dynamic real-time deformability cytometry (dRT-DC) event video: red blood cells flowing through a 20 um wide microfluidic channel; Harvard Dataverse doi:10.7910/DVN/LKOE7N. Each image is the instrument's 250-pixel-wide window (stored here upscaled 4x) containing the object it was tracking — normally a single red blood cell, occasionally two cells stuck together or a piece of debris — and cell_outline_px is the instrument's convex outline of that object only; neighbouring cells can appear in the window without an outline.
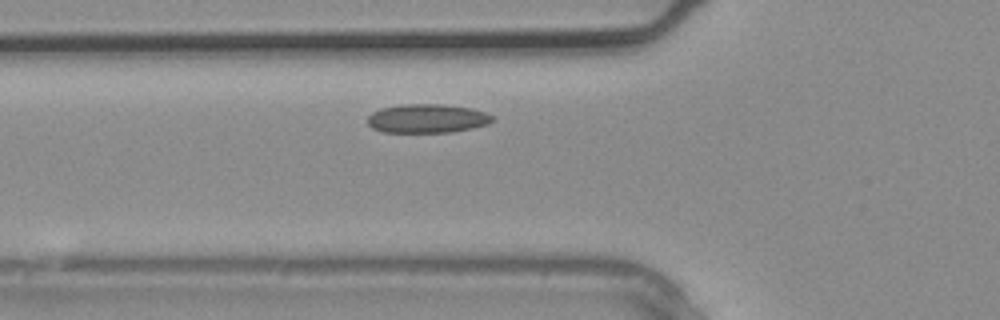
{"species": "common noctule bat (a hibernating species)", "species_latin": "Nyctalus noctula", "temperature_condition": "warm", "stored_images_in_passage": 2, "camera_frame_rate_fps": 3000, "um_per_image_px": 0.085, "animal": {"sex": "male", "body_mass_g": 20.4}, "frame": {"image": 1, "passage_image": 2, "time_ms": 0.333, "image_size_px": [1000, 320], "cell_outline_px": [[496, 120], [488, 124], [472, 128], [452, 132], [384, 132], [372, 128], [368, 124], [368, 116], [372, 112], [380, 108], [400, 104], [444, 104], [472, 108], [484, 112], [492, 116]], "centroid_in_image_um": [36.31, 10.06], "position_along_channel_um": 89.5, "area_um2": 21.15}}